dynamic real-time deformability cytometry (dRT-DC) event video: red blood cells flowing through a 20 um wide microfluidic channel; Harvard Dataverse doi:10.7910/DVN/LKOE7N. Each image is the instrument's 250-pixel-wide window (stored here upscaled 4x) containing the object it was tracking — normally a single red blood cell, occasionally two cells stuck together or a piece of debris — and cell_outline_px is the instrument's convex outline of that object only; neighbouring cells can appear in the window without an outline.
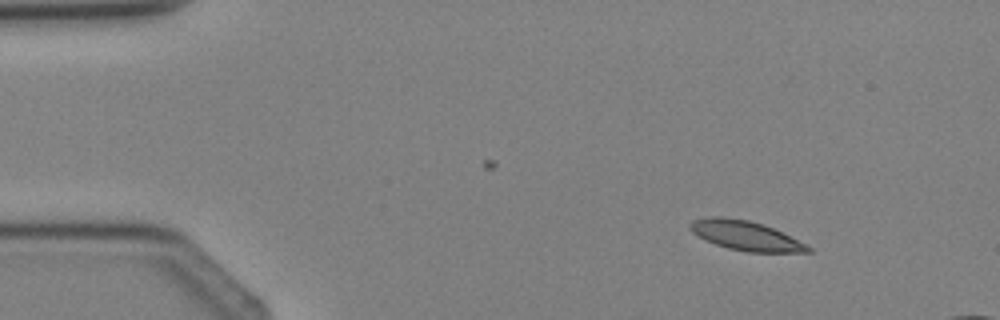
{"species": "Egyptian fruit bat (a non-hibernating species)", "species_latin": "Rousettus aegyptiacus", "temperature_condition": "cold", "stored_images_in_passage": 4, "camera_frame_rate_fps": 3000, "um_per_image_px": 0.085, "animal": {"sex": "female"}, "frame": {"image": 1, "passage_image": 2, "time_ms": 2.0, "image_size_px": [1000, 320], "cell_outline_px": [[812, 252], [748, 252], [728, 248], [716, 244], [692, 232], [688, 228], [688, 224], [692, 220], [712, 216], [720, 216], [748, 220], [772, 228], [812, 248]], "centroid_in_image_um": [63.32, 20.02], "position_along_channel_um": 21.7, "area_um2": 19.77}}